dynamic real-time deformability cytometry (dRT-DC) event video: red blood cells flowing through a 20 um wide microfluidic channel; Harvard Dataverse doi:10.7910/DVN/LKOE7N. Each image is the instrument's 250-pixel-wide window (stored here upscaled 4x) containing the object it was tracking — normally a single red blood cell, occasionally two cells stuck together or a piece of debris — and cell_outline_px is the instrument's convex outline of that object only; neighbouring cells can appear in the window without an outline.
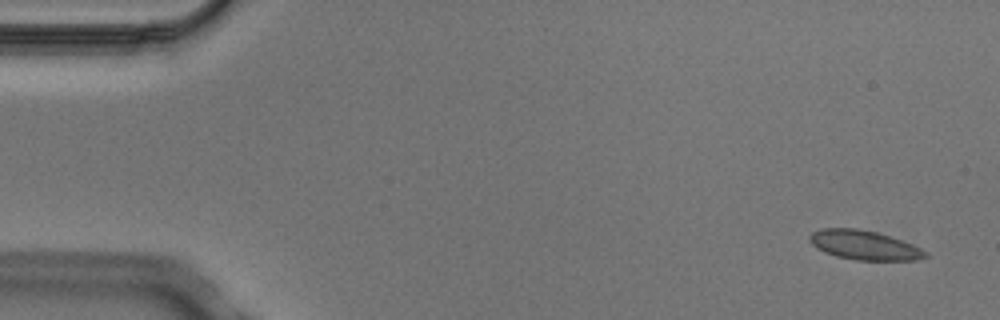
{"species": "Egyptian fruit bat (a non-hibernating species)", "species_latin": "Rousettus aegyptiacus", "temperature_condition": "cold", "stored_images_in_passage": 7, "camera_frame_rate_fps": 3000, "um_per_image_px": 0.085, "animal": {"sex": "male"}, "frame": {"image": 1, "passage_image": 1, "time_ms": 0.0, "image_size_px": [1000, 320], "cell_outline_px": [[928, 256], [916, 260], [856, 260], [836, 256], [824, 252], [816, 248], [808, 240], [808, 236], [812, 232], [820, 228], [856, 228], [876, 232], [912, 244], [928, 252]], "centroid_in_image_um": [73.42, 20.83], "position_along_channel_um": 11.6, "area_um2": 19.77}}
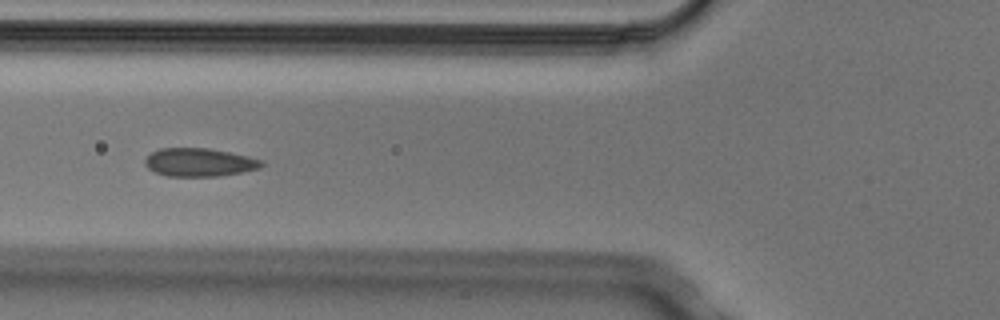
{"frame": {"image": 2, "passage_image": 6, "time_ms": 1.667, "image_size_px": [1000, 320], "cell_outline_px": [[264, 164], [260, 168], [220, 176], [168, 176], [156, 172], [148, 168], [144, 164], [144, 160], [152, 152], [160, 148], [208, 148], [248, 156], [264, 160]], "centroid_in_image_um": [16.95, 13.79], "position_along_channel_um": 108.8, "area_um2": 19.13}}
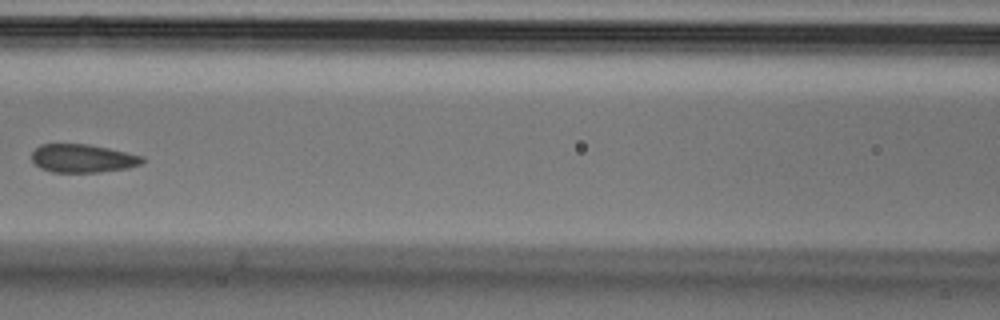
{"frame": {"image": 3, "passage_image": 7, "time_ms": 2.0, "image_size_px": [1000, 320], "cell_outline_px": [[144, 160], [140, 164], [128, 168], [100, 172], [52, 172], [40, 168], [32, 160], [32, 152], [40, 144], [88, 144], [108, 148], [144, 156]], "centroid_in_image_um": [7.03, 13.46], "position_along_channel_um": 159.6, "area_um2": 18.21}}